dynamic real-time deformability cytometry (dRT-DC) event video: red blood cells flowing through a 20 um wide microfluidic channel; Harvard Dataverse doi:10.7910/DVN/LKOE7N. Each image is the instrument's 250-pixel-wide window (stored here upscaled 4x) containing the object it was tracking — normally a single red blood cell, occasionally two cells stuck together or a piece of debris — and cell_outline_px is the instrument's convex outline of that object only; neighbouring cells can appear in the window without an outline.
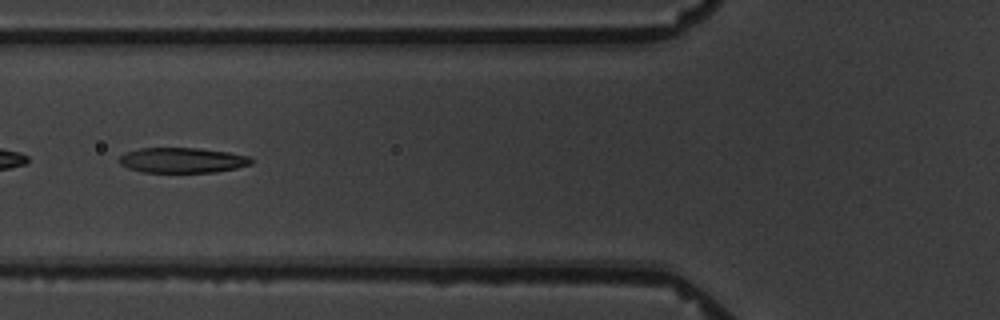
{"species": "common noctule bat (a hibernating species)", "species_latin": "Nyctalus noctula", "temperature_condition": "warm", "stored_images_in_passage": 10, "camera_frame_rate_fps": 3000, "um_per_image_px": 0.085, "animal": {"sex": "male", "body_mass_g": 19.5, "forearm_length_mm": 54.6}, "frame": {"image": 1, "passage_image": 6, "time_ms": 7.0, "image_size_px": [1000, 320], "cell_outline_px": [[252, 164], [236, 168], [216, 172], [140, 172], [128, 168], [120, 164], [120, 156], [124, 152], [140, 148], [200, 148], [228, 152], [252, 156]], "centroid_in_image_um": [15.51, 13.61], "position_along_channel_um": 110.3, "area_um2": 19.54}}
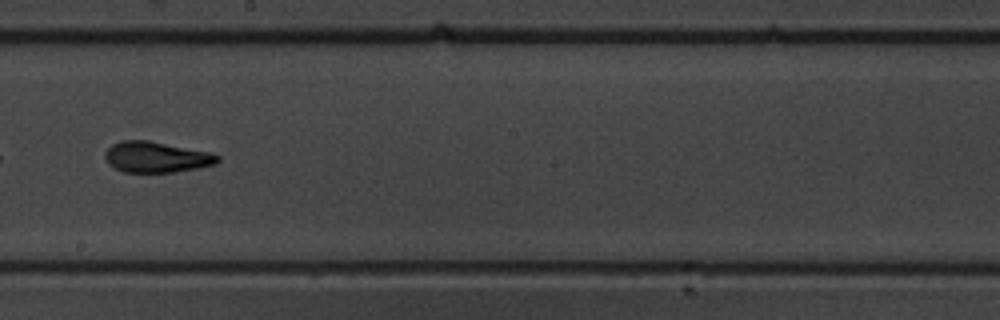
{"frame": {"image": 2, "passage_image": 9, "time_ms": 10.667, "image_size_px": [1000, 320], "cell_outline_px": [[220, 160], [216, 164], [196, 168], [172, 172], [124, 172], [108, 164], [104, 156], [104, 152], [112, 144], [124, 140], [148, 140], [212, 152], [220, 156]], "centroid_in_image_um": [13.3, 13.34], "position_along_channel_um": 234.9, "area_um2": 20.29}}
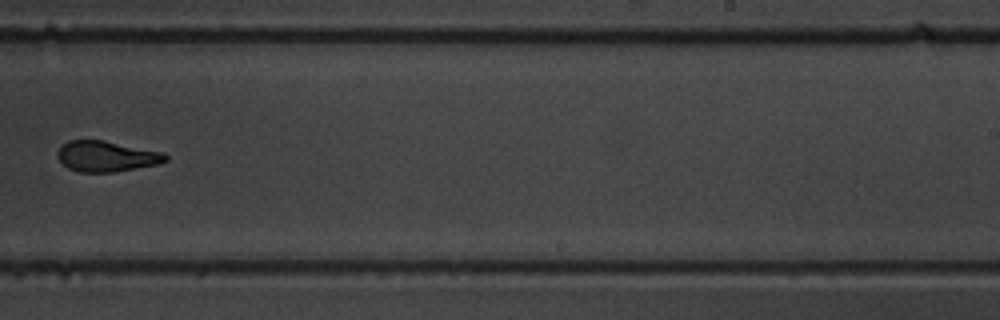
{"frame": {"image": 3, "passage_image": 10, "time_ms": 12.0, "image_size_px": [1000, 320], "cell_outline_px": [[168, 160], [160, 164], [116, 172], [80, 172], [68, 168], [56, 156], [56, 152], [60, 144], [68, 140], [104, 140], [164, 152], [168, 156]], "centroid_in_image_um": [9.05, 13.28], "position_along_channel_um": 279.9, "area_um2": 19.65}}